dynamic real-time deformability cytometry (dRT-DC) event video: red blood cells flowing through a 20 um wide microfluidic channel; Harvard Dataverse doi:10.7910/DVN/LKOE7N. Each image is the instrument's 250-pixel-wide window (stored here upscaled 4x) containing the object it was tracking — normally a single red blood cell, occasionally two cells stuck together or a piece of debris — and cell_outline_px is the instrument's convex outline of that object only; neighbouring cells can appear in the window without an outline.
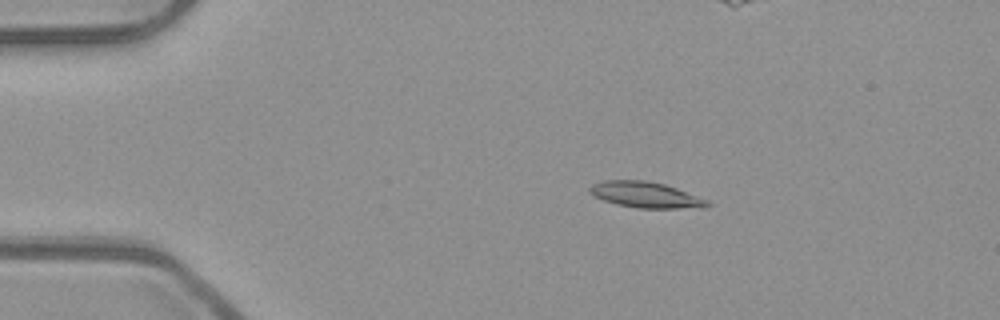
{"species": "common noctule bat (a hibernating species)", "species_latin": "Nyctalus noctula", "temperature_condition": "room temperature", "stored_images_in_passage": 51, "camera_frame_rate_fps": 3000, "um_per_image_px": 0.085, "animal": {"sex": "male", "body_mass_g": 23.1, "forearm_length_mm": 52.7}, "frame": {"image": 1, "passage_image": 7, "time_ms": 2.0, "image_size_px": [1000, 320], "cell_outline_px": [[712, 204], [704, 208], [636, 208], [616, 204], [604, 200], [588, 192], [588, 188], [592, 184], [604, 180], [644, 180], [664, 184], [676, 188], [708, 200]], "centroid_in_image_um": [54.88, 16.56], "position_along_channel_um": 30.1, "area_um2": 17.74}}
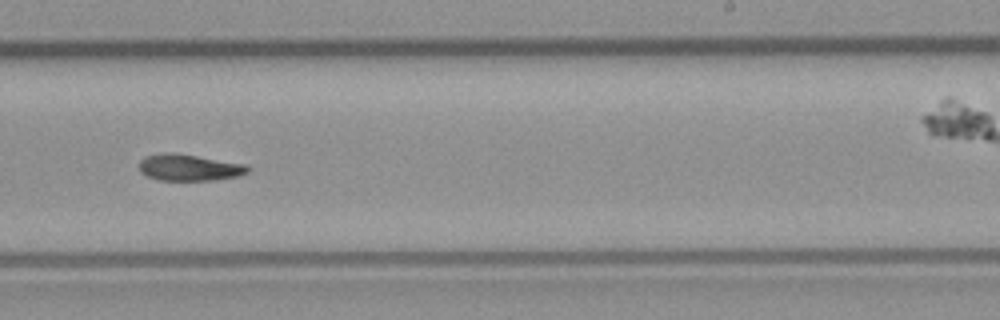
{"frame": {"image": 2, "passage_image": 30, "time_ms": 9.667, "image_size_px": [1000, 320], "cell_outline_px": [[248, 172], [236, 176], [216, 180], [160, 180], [148, 176], [140, 172], [140, 160], [144, 156], [196, 156], [244, 164], [248, 168]], "centroid_in_image_um": [16.11, 14.3], "position_along_channel_um": 272.9, "area_um2": 15.66}}
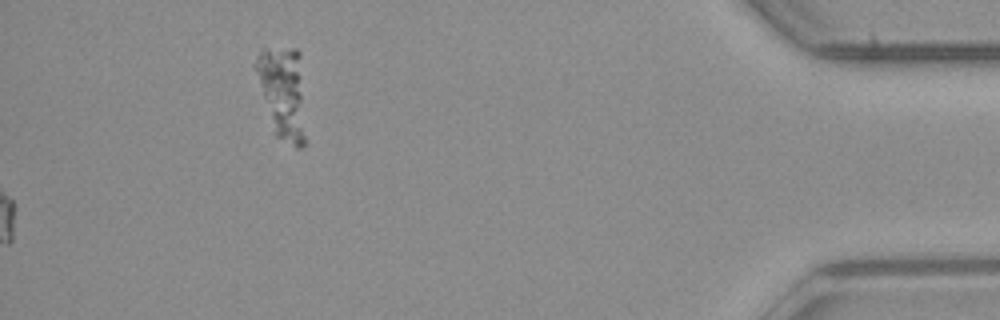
{"frame": {"image": 3, "passage_image": 51, "time_ms": 16.667, "image_size_px": [1000, 320], "cell_outline_px": [[304, 144], [300, 148], [296, 148], [276, 136], [252, 68], [252, 64], [256, 56], [264, 48], [296, 48], [300, 52], [304, 136]], "centroid_in_image_um": [23.98, 7.79], "position_along_channel_um": 411.2, "area_um2": 26.7}}